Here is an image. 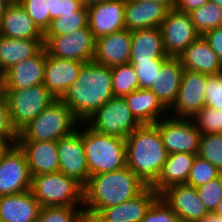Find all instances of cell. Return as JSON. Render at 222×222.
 Segmentation results:
<instances>
[{"label": "cell", "mask_w": 222, "mask_h": 222, "mask_svg": "<svg viewBox=\"0 0 222 222\" xmlns=\"http://www.w3.org/2000/svg\"><path fill=\"white\" fill-rule=\"evenodd\" d=\"M112 84L111 67L95 61L85 62L76 81L68 87L60 100L83 123L114 97Z\"/></svg>", "instance_id": "6da1fadb"}, {"label": "cell", "mask_w": 222, "mask_h": 222, "mask_svg": "<svg viewBox=\"0 0 222 222\" xmlns=\"http://www.w3.org/2000/svg\"><path fill=\"white\" fill-rule=\"evenodd\" d=\"M145 188V184L127 166L117 171L91 175L83 186L86 220L90 222L102 209L132 199Z\"/></svg>", "instance_id": "7a4b0ae2"}, {"label": "cell", "mask_w": 222, "mask_h": 222, "mask_svg": "<svg viewBox=\"0 0 222 222\" xmlns=\"http://www.w3.org/2000/svg\"><path fill=\"white\" fill-rule=\"evenodd\" d=\"M167 156L161 134L154 124L141 125L126 138V166L146 187L157 182Z\"/></svg>", "instance_id": "3957f363"}, {"label": "cell", "mask_w": 222, "mask_h": 222, "mask_svg": "<svg viewBox=\"0 0 222 222\" xmlns=\"http://www.w3.org/2000/svg\"><path fill=\"white\" fill-rule=\"evenodd\" d=\"M81 125L86 127L82 129V141L90 176L126 167V139L96 132L85 122Z\"/></svg>", "instance_id": "277c9868"}, {"label": "cell", "mask_w": 222, "mask_h": 222, "mask_svg": "<svg viewBox=\"0 0 222 222\" xmlns=\"http://www.w3.org/2000/svg\"><path fill=\"white\" fill-rule=\"evenodd\" d=\"M80 123L73 112L56 99L18 133L17 142L58 141L73 133Z\"/></svg>", "instance_id": "5b68a950"}, {"label": "cell", "mask_w": 222, "mask_h": 222, "mask_svg": "<svg viewBox=\"0 0 222 222\" xmlns=\"http://www.w3.org/2000/svg\"><path fill=\"white\" fill-rule=\"evenodd\" d=\"M30 191L41 207H83V186L61 172L32 176Z\"/></svg>", "instance_id": "8992f818"}, {"label": "cell", "mask_w": 222, "mask_h": 222, "mask_svg": "<svg viewBox=\"0 0 222 222\" xmlns=\"http://www.w3.org/2000/svg\"><path fill=\"white\" fill-rule=\"evenodd\" d=\"M2 93L17 134L56 100L43 84L27 89L2 90Z\"/></svg>", "instance_id": "52a82bcc"}, {"label": "cell", "mask_w": 222, "mask_h": 222, "mask_svg": "<svg viewBox=\"0 0 222 222\" xmlns=\"http://www.w3.org/2000/svg\"><path fill=\"white\" fill-rule=\"evenodd\" d=\"M96 132L126 139L141 124L133 116L124 97H113L85 121Z\"/></svg>", "instance_id": "ba28073f"}, {"label": "cell", "mask_w": 222, "mask_h": 222, "mask_svg": "<svg viewBox=\"0 0 222 222\" xmlns=\"http://www.w3.org/2000/svg\"><path fill=\"white\" fill-rule=\"evenodd\" d=\"M154 125L161 134L168 154L198 153L202 133L196 128L192 118H176L168 115Z\"/></svg>", "instance_id": "9c48e42d"}, {"label": "cell", "mask_w": 222, "mask_h": 222, "mask_svg": "<svg viewBox=\"0 0 222 222\" xmlns=\"http://www.w3.org/2000/svg\"><path fill=\"white\" fill-rule=\"evenodd\" d=\"M32 176L25 153L16 144L0 156V196L30 190Z\"/></svg>", "instance_id": "30bf717a"}, {"label": "cell", "mask_w": 222, "mask_h": 222, "mask_svg": "<svg viewBox=\"0 0 222 222\" xmlns=\"http://www.w3.org/2000/svg\"><path fill=\"white\" fill-rule=\"evenodd\" d=\"M95 44L96 39L87 26L67 35L53 36L43 46L52 57L85 63L93 61Z\"/></svg>", "instance_id": "8fae6325"}, {"label": "cell", "mask_w": 222, "mask_h": 222, "mask_svg": "<svg viewBox=\"0 0 222 222\" xmlns=\"http://www.w3.org/2000/svg\"><path fill=\"white\" fill-rule=\"evenodd\" d=\"M207 78V74L184 69L176 101L169 109L168 115L176 118H193L199 113L206 105Z\"/></svg>", "instance_id": "7c38bea8"}, {"label": "cell", "mask_w": 222, "mask_h": 222, "mask_svg": "<svg viewBox=\"0 0 222 222\" xmlns=\"http://www.w3.org/2000/svg\"><path fill=\"white\" fill-rule=\"evenodd\" d=\"M160 31L168 56L178 57L200 35L195 30L189 13L171 8L161 22Z\"/></svg>", "instance_id": "4fadbf2b"}, {"label": "cell", "mask_w": 222, "mask_h": 222, "mask_svg": "<svg viewBox=\"0 0 222 222\" xmlns=\"http://www.w3.org/2000/svg\"><path fill=\"white\" fill-rule=\"evenodd\" d=\"M59 172L74 178L84 186L90 175L82 141V129L61 137L57 141Z\"/></svg>", "instance_id": "5bb4252c"}, {"label": "cell", "mask_w": 222, "mask_h": 222, "mask_svg": "<svg viewBox=\"0 0 222 222\" xmlns=\"http://www.w3.org/2000/svg\"><path fill=\"white\" fill-rule=\"evenodd\" d=\"M159 196L177 215L180 222H199L209 213L193 186L173 185L163 190Z\"/></svg>", "instance_id": "9a60e30c"}, {"label": "cell", "mask_w": 222, "mask_h": 222, "mask_svg": "<svg viewBox=\"0 0 222 222\" xmlns=\"http://www.w3.org/2000/svg\"><path fill=\"white\" fill-rule=\"evenodd\" d=\"M46 49L43 46L34 56L11 66L1 77L2 90L27 89L44 82Z\"/></svg>", "instance_id": "2e32d148"}, {"label": "cell", "mask_w": 222, "mask_h": 222, "mask_svg": "<svg viewBox=\"0 0 222 222\" xmlns=\"http://www.w3.org/2000/svg\"><path fill=\"white\" fill-rule=\"evenodd\" d=\"M126 0H109L88 7V27L95 39L125 28Z\"/></svg>", "instance_id": "e0dca14e"}, {"label": "cell", "mask_w": 222, "mask_h": 222, "mask_svg": "<svg viewBox=\"0 0 222 222\" xmlns=\"http://www.w3.org/2000/svg\"><path fill=\"white\" fill-rule=\"evenodd\" d=\"M158 197L152 187H146L134 198L102 209L90 222H140Z\"/></svg>", "instance_id": "ac0fdd59"}, {"label": "cell", "mask_w": 222, "mask_h": 222, "mask_svg": "<svg viewBox=\"0 0 222 222\" xmlns=\"http://www.w3.org/2000/svg\"><path fill=\"white\" fill-rule=\"evenodd\" d=\"M84 62L50 56L46 51L43 85L55 97L60 99L72 85L84 65Z\"/></svg>", "instance_id": "d6986e66"}, {"label": "cell", "mask_w": 222, "mask_h": 222, "mask_svg": "<svg viewBox=\"0 0 222 222\" xmlns=\"http://www.w3.org/2000/svg\"><path fill=\"white\" fill-rule=\"evenodd\" d=\"M171 7L156 0H126L125 28L129 31L159 27Z\"/></svg>", "instance_id": "ffe728a7"}, {"label": "cell", "mask_w": 222, "mask_h": 222, "mask_svg": "<svg viewBox=\"0 0 222 222\" xmlns=\"http://www.w3.org/2000/svg\"><path fill=\"white\" fill-rule=\"evenodd\" d=\"M132 45L131 31L111 33L96 39L93 61L108 67L129 63Z\"/></svg>", "instance_id": "44dd1931"}, {"label": "cell", "mask_w": 222, "mask_h": 222, "mask_svg": "<svg viewBox=\"0 0 222 222\" xmlns=\"http://www.w3.org/2000/svg\"><path fill=\"white\" fill-rule=\"evenodd\" d=\"M25 153L31 176L59 172L57 141L17 142Z\"/></svg>", "instance_id": "7402d4cb"}, {"label": "cell", "mask_w": 222, "mask_h": 222, "mask_svg": "<svg viewBox=\"0 0 222 222\" xmlns=\"http://www.w3.org/2000/svg\"><path fill=\"white\" fill-rule=\"evenodd\" d=\"M184 69L207 75H217L222 71V62L211 49L206 39L200 35L179 56Z\"/></svg>", "instance_id": "603a6c76"}, {"label": "cell", "mask_w": 222, "mask_h": 222, "mask_svg": "<svg viewBox=\"0 0 222 222\" xmlns=\"http://www.w3.org/2000/svg\"><path fill=\"white\" fill-rule=\"evenodd\" d=\"M132 45L129 62L167 60L164 43L159 27L131 31Z\"/></svg>", "instance_id": "cb8c5ba5"}, {"label": "cell", "mask_w": 222, "mask_h": 222, "mask_svg": "<svg viewBox=\"0 0 222 222\" xmlns=\"http://www.w3.org/2000/svg\"><path fill=\"white\" fill-rule=\"evenodd\" d=\"M41 208L30 190L0 196V222H36Z\"/></svg>", "instance_id": "d4e9b609"}, {"label": "cell", "mask_w": 222, "mask_h": 222, "mask_svg": "<svg viewBox=\"0 0 222 222\" xmlns=\"http://www.w3.org/2000/svg\"><path fill=\"white\" fill-rule=\"evenodd\" d=\"M0 35L16 39H43V32L17 0L6 8L0 23Z\"/></svg>", "instance_id": "484cf974"}, {"label": "cell", "mask_w": 222, "mask_h": 222, "mask_svg": "<svg viewBox=\"0 0 222 222\" xmlns=\"http://www.w3.org/2000/svg\"><path fill=\"white\" fill-rule=\"evenodd\" d=\"M184 72L181 60L170 56L161 67L150 90L169 110L175 103Z\"/></svg>", "instance_id": "4316f807"}, {"label": "cell", "mask_w": 222, "mask_h": 222, "mask_svg": "<svg viewBox=\"0 0 222 222\" xmlns=\"http://www.w3.org/2000/svg\"><path fill=\"white\" fill-rule=\"evenodd\" d=\"M124 99L133 116L141 125L155 124L169 113V110L150 89L139 88L124 96Z\"/></svg>", "instance_id": "83f0119b"}, {"label": "cell", "mask_w": 222, "mask_h": 222, "mask_svg": "<svg viewBox=\"0 0 222 222\" xmlns=\"http://www.w3.org/2000/svg\"><path fill=\"white\" fill-rule=\"evenodd\" d=\"M197 154L186 152L170 153L158 176L157 182L152 188L160 194L166 188L186 184L190 170Z\"/></svg>", "instance_id": "f1b7e54d"}, {"label": "cell", "mask_w": 222, "mask_h": 222, "mask_svg": "<svg viewBox=\"0 0 222 222\" xmlns=\"http://www.w3.org/2000/svg\"><path fill=\"white\" fill-rule=\"evenodd\" d=\"M43 45L44 39H16L0 35V73L34 56Z\"/></svg>", "instance_id": "f546056e"}, {"label": "cell", "mask_w": 222, "mask_h": 222, "mask_svg": "<svg viewBox=\"0 0 222 222\" xmlns=\"http://www.w3.org/2000/svg\"><path fill=\"white\" fill-rule=\"evenodd\" d=\"M87 26L88 8L83 5L73 14L59 16L51 20L49 27L43 33L44 44L53 36L67 35Z\"/></svg>", "instance_id": "4dcf8cb0"}, {"label": "cell", "mask_w": 222, "mask_h": 222, "mask_svg": "<svg viewBox=\"0 0 222 222\" xmlns=\"http://www.w3.org/2000/svg\"><path fill=\"white\" fill-rule=\"evenodd\" d=\"M191 21L199 35L222 26V7L213 2L206 3L189 12Z\"/></svg>", "instance_id": "1f68e13d"}, {"label": "cell", "mask_w": 222, "mask_h": 222, "mask_svg": "<svg viewBox=\"0 0 222 222\" xmlns=\"http://www.w3.org/2000/svg\"><path fill=\"white\" fill-rule=\"evenodd\" d=\"M111 75L114 97H124L139 89L138 76L131 63L111 67Z\"/></svg>", "instance_id": "d6a6232c"}, {"label": "cell", "mask_w": 222, "mask_h": 222, "mask_svg": "<svg viewBox=\"0 0 222 222\" xmlns=\"http://www.w3.org/2000/svg\"><path fill=\"white\" fill-rule=\"evenodd\" d=\"M36 222H87V220L83 208L42 207Z\"/></svg>", "instance_id": "836d02e7"}, {"label": "cell", "mask_w": 222, "mask_h": 222, "mask_svg": "<svg viewBox=\"0 0 222 222\" xmlns=\"http://www.w3.org/2000/svg\"><path fill=\"white\" fill-rule=\"evenodd\" d=\"M197 155L222 172V134H202Z\"/></svg>", "instance_id": "e575fe53"}, {"label": "cell", "mask_w": 222, "mask_h": 222, "mask_svg": "<svg viewBox=\"0 0 222 222\" xmlns=\"http://www.w3.org/2000/svg\"><path fill=\"white\" fill-rule=\"evenodd\" d=\"M192 120L202 134H222V110L204 107Z\"/></svg>", "instance_id": "d590c367"}, {"label": "cell", "mask_w": 222, "mask_h": 222, "mask_svg": "<svg viewBox=\"0 0 222 222\" xmlns=\"http://www.w3.org/2000/svg\"><path fill=\"white\" fill-rule=\"evenodd\" d=\"M221 174L222 172H220L210 162L200 158L197 155L190 170L186 184L196 188L202 184H206L210 180L215 179Z\"/></svg>", "instance_id": "8d00e7d4"}, {"label": "cell", "mask_w": 222, "mask_h": 222, "mask_svg": "<svg viewBox=\"0 0 222 222\" xmlns=\"http://www.w3.org/2000/svg\"><path fill=\"white\" fill-rule=\"evenodd\" d=\"M34 21L36 26L44 33L49 27V0H17Z\"/></svg>", "instance_id": "74e56055"}, {"label": "cell", "mask_w": 222, "mask_h": 222, "mask_svg": "<svg viewBox=\"0 0 222 222\" xmlns=\"http://www.w3.org/2000/svg\"><path fill=\"white\" fill-rule=\"evenodd\" d=\"M202 203L209 212H214L222 199V174L206 184L196 187Z\"/></svg>", "instance_id": "f35d334b"}, {"label": "cell", "mask_w": 222, "mask_h": 222, "mask_svg": "<svg viewBox=\"0 0 222 222\" xmlns=\"http://www.w3.org/2000/svg\"><path fill=\"white\" fill-rule=\"evenodd\" d=\"M166 60H151L145 62H129L134 66L138 76L139 88L150 89L157 74L160 73L162 64Z\"/></svg>", "instance_id": "ab89813d"}, {"label": "cell", "mask_w": 222, "mask_h": 222, "mask_svg": "<svg viewBox=\"0 0 222 222\" xmlns=\"http://www.w3.org/2000/svg\"><path fill=\"white\" fill-rule=\"evenodd\" d=\"M18 134L14 130L9 116V108L5 96H0V140L8 147L17 144Z\"/></svg>", "instance_id": "60d3db41"}, {"label": "cell", "mask_w": 222, "mask_h": 222, "mask_svg": "<svg viewBox=\"0 0 222 222\" xmlns=\"http://www.w3.org/2000/svg\"><path fill=\"white\" fill-rule=\"evenodd\" d=\"M140 222H180L177 215L159 196Z\"/></svg>", "instance_id": "b9f144b4"}, {"label": "cell", "mask_w": 222, "mask_h": 222, "mask_svg": "<svg viewBox=\"0 0 222 222\" xmlns=\"http://www.w3.org/2000/svg\"><path fill=\"white\" fill-rule=\"evenodd\" d=\"M205 107L222 110V74L208 75L205 87Z\"/></svg>", "instance_id": "7bdbcfd3"}, {"label": "cell", "mask_w": 222, "mask_h": 222, "mask_svg": "<svg viewBox=\"0 0 222 222\" xmlns=\"http://www.w3.org/2000/svg\"><path fill=\"white\" fill-rule=\"evenodd\" d=\"M203 37L222 62V26L211 29Z\"/></svg>", "instance_id": "ee69618b"}, {"label": "cell", "mask_w": 222, "mask_h": 222, "mask_svg": "<svg viewBox=\"0 0 222 222\" xmlns=\"http://www.w3.org/2000/svg\"><path fill=\"white\" fill-rule=\"evenodd\" d=\"M210 0H176L174 9L189 13L200 6L209 3Z\"/></svg>", "instance_id": "f6af8a7d"}, {"label": "cell", "mask_w": 222, "mask_h": 222, "mask_svg": "<svg viewBox=\"0 0 222 222\" xmlns=\"http://www.w3.org/2000/svg\"><path fill=\"white\" fill-rule=\"evenodd\" d=\"M83 6L79 0H61L59 7V16L73 14Z\"/></svg>", "instance_id": "bcb514c9"}, {"label": "cell", "mask_w": 222, "mask_h": 222, "mask_svg": "<svg viewBox=\"0 0 222 222\" xmlns=\"http://www.w3.org/2000/svg\"><path fill=\"white\" fill-rule=\"evenodd\" d=\"M60 1L61 0H49V15L51 20L59 17Z\"/></svg>", "instance_id": "7dc6e473"}, {"label": "cell", "mask_w": 222, "mask_h": 222, "mask_svg": "<svg viewBox=\"0 0 222 222\" xmlns=\"http://www.w3.org/2000/svg\"><path fill=\"white\" fill-rule=\"evenodd\" d=\"M199 222H222V216L214 212H209Z\"/></svg>", "instance_id": "c3c4849f"}, {"label": "cell", "mask_w": 222, "mask_h": 222, "mask_svg": "<svg viewBox=\"0 0 222 222\" xmlns=\"http://www.w3.org/2000/svg\"><path fill=\"white\" fill-rule=\"evenodd\" d=\"M13 0H0V23L2 21V17L5 13V10L7 6L12 2Z\"/></svg>", "instance_id": "681fc988"}, {"label": "cell", "mask_w": 222, "mask_h": 222, "mask_svg": "<svg viewBox=\"0 0 222 222\" xmlns=\"http://www.w3.org/2000/svg\"><path fill=\"white\" fill-rule=\"evenodd\" d=\"M105 1H109V0H85V6L88 8L90 6H93L95 4H99Z\"/></svg>", "instance_id": "f907efd6"}, {"label": "cell", "mask_w": 222, "mask_h": 222, "mask_svg": "<svg viewBox=\"0 0 222 222\" xmlns=\"http://www.w3.org/2000/svg\"><path fill=\"white\" fill-rule=\"evenodd\" d=\"M214 213L222 216V199L214 210Z\"/></svg>", "instance_id": "816d5d0a"}, {"label": "cell", "mask_w": 222, "mask_h": 222, "mask_svg": "<svg viewBox=\"0 0 222 222\" xmlns=\"http://www.w3.org/2000/svg\"><path fill=\"white\" fill-rule=\"evenodd\" d=\"M156 1L164 2L167 5H169L171 8H173L176 3V0H156Z\"/></svg>", "instance_id": "f5cc1de1"}, {"label": "cell", "mask_w": 222, "mask_h": 222, "mask_svg": "<svg viewBox=\"0 0 222 222\" xmlns=\"http://www.w3.org/2000/svg\"><path fill=\"white\" fill-rule=\"evenodd\" d=\"M7 147L8 146L3 141L0 140V156L7 149Z\"/></svg>", "instance_id": "db71d44e"}, {"label": "cell", "mask_w": 222, "mask_h": 222, "mask_svg": "<svg viewBox=\"0 0 222 222\" xmlns=\"http://www.w3.org/2000/svg\"><path fill=\"white\" fill-rule=\"evenodd\" d=\"M210 2H213L215 4H218L219 6L222 7V0H210Z\"/></svg>", "instance_id": "11a10c76"}, {"label": "cell", "mask_w": 222, "mask_h": 222, "mask_svg": "<svg viewBox=\"0 0 222 222\" xmlns=\"http://www.w3.org/2000/svg\"><path fill=\"white\" fill-rule=\"evenodd\" d=\"M2 83H1V78H0V96L2 95Z\"/></svg>", "instance_id": "9f6ffc18"}, {"label": "cell", "mask_w": 222, "mask_h": 222, "mask_svg": "<svg viewBox=\"0 0 222 222\" xmlns=\"http://www.w3.org/2000/svg\"><path fill=\"white\" fill-rule=\"evenodd\" d=\"M79 1H81L83 3V5L85 6V0H79Z\"/></svg>", "instance_id": "6f0895ef"}]
</instances>
